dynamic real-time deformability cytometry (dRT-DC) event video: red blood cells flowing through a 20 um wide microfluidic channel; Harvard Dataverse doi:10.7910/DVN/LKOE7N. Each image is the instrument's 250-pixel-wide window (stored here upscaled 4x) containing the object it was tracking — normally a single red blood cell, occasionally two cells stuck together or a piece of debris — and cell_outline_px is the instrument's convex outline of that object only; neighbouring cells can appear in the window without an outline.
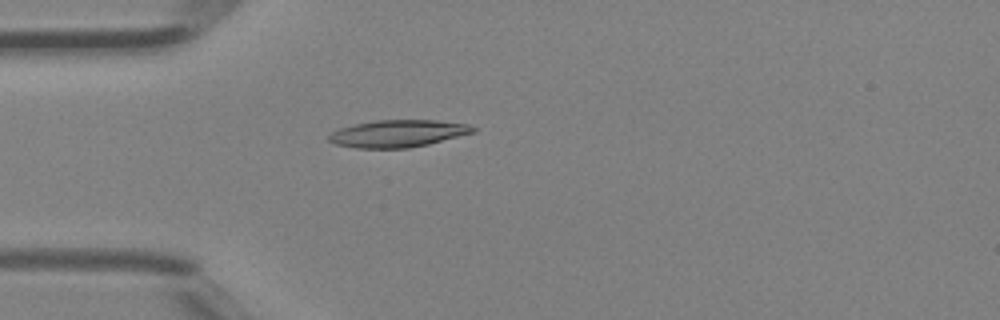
{"species": "Egyptian fruit bat (a non-hibernating species)", "species_latin": "Rousettus aegyptiacus", "temperature_condition": "room temperature", "stored_images_in_passage": 2, "camera_frame_rate_fps": 3000, "um_per_image_px": 0.085, "animal": {"sex": "female"}, "frame": {"image": 1, "passage_image": 2, "time_ms": 0.333, "image_size_px": [1000, 320], "cell_outline_px": [[476, 132], [428, 144], [408, 148], [356, 148], [336, 144], [328, 140], [328, 136], [332, 132], [340, 128], [356, 124], [376, 120], [436, 120], [468, 124], [476, 128]], "centroid_in_image_um": [33.84, 11.35], "position_along_channel_um": 51.2, "area_um2": 22.77}}